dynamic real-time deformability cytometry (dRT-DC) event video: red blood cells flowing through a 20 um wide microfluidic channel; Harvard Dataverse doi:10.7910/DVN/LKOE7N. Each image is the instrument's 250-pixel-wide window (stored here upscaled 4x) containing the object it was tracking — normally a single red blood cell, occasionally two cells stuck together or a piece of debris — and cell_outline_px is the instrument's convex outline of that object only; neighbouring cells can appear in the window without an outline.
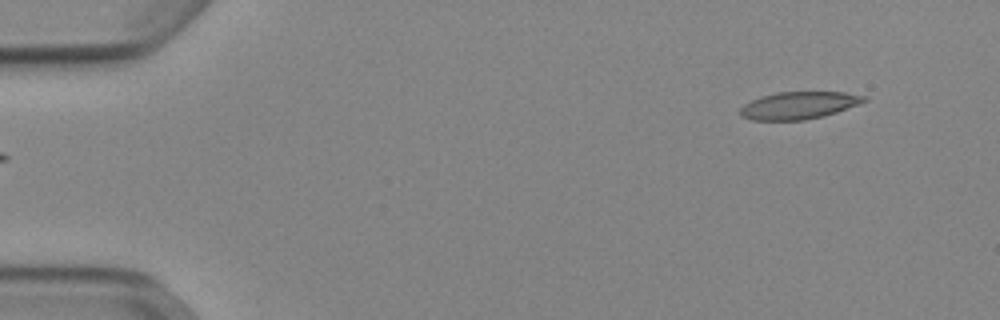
{"species": "Egyptian fruit bat (a non-hibernating species)", "species_latin": "Rousettus aegyptiacus", "temperature_condition": "cold", "stored_images_in_passage": 48, "camera_frame_rate_fps": 3000, "um_per_image_px": 0.085, "animal": {"sex": "female"}, "frame": {"image": 1, "passage_image": 1, "time_ms": 0.0, "image_size_px": [1000, 320], "cell_outline_px": [[868, 100], [836, 112], [824, 116], [804, 120], [752, 120], [740, 116], [740, 108], [744, 104], [760, 96], [776, 92], [844, 92], [868, 96]], "centroid_in_image_um": [67.88, 8.95], "position_along_channel_um": 17.1, "area_um2": 19.77}}
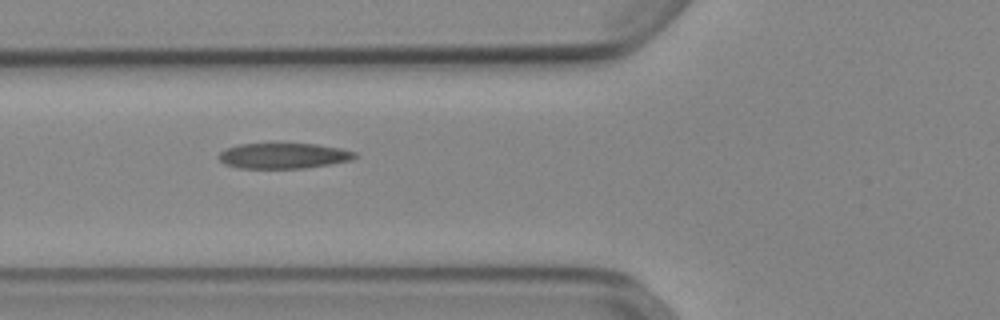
{"frame": {"image": 2, "passage_image": 16, "time_ms": 5.0, "image_size_px": [1000, 320], "cell_outline_px": [[356, 156], [352, 160], [332, 164], [304, 168], [236, 168], [224, 164], [220, 160], [220, 152], [228, 148], [240, 144], [316, 144], [340, 148], [356, 152]], "centroid_in_image_um": [24.12, 13.25], "position_along_channel_um": 101.7, "area_um2": 20.11}}
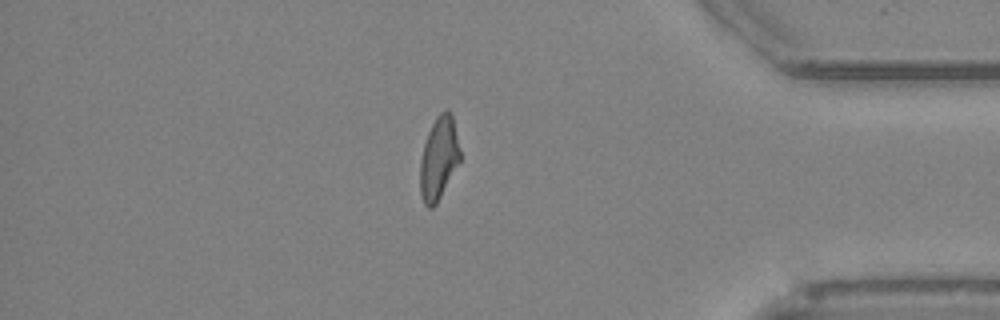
{"frame": {"image": 3, "passage_image": 41, "time_ms": 13.333, "image_size_px": [1000, 320], "cell_outline_px": [[460, 160], [436, 204], [432, 208], [428, 208], [424, 204], [420, 192], [420, 160], [424, 144], [428, 132], [436, 116], [440, 112], [452, 112], [460, 148]], "centroid_in_image_um": [37.29, 13.45], "position_along_channel_um": 397.9, "area_um2": 19.13}, "authors_computed_cell_mechanics": {"area_um2": 20.3745, "velocity_mm_per_s": 3.8943, "shape_relaxation_time_tau1_ms": null, "shape_relaxation_time_tau2_ms": 2.5793, "deformation_change_tau1": null, "deformation_change_tau2": 0.1165}}